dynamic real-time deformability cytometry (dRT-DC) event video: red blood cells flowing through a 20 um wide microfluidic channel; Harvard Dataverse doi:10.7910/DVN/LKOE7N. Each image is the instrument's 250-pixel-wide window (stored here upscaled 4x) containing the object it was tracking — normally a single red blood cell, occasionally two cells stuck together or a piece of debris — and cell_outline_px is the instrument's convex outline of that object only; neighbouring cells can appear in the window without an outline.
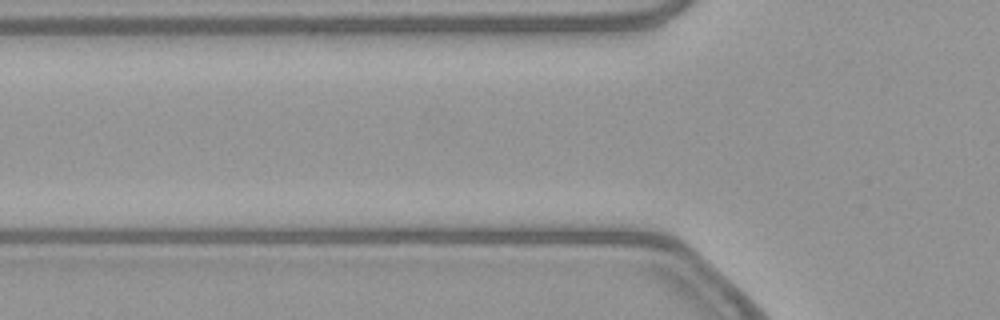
{"species": "common noctule bat (a hibernating species)", "species_latin": "Nyctalus noctula", "temperature_condition": "warm", "stored_images_in_passage": 3, "camera_frame_rate_fps": 3000, "um_per_image_px": 0.085, "animal": {"sex": "female", "body_mass_g": 21.9}, "frame": {"image": 1, "passage_image": 2, "time_ms": 0.333, "image_size_px": [1000, 320], "cell_outline_px": [[684, 280], [500, 260], [504, 256], [512, 256], [660, 260], [668, 264]], "centroid_in_image_um": [51.46, 22.55], "position_along_channel_um": 74.3, "area_um2": 14.22}}